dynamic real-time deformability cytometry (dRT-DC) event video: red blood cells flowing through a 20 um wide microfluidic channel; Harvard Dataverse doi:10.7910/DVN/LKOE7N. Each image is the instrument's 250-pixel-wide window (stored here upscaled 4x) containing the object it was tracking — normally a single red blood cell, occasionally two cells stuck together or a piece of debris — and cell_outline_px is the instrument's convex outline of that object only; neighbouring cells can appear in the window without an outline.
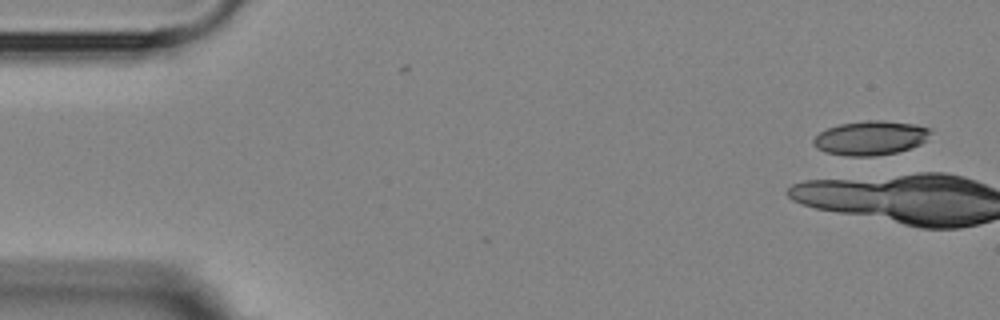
{"species": "Egyptian fruit bat (a non-hibernating species)", "species_latin": "Rousettus aegyptiacus", "temperature_condition": "room temperature", "stored_images_in_passage": 2, "camera_frame_rate_fps": 3000, "um_per_image_px": 0.085, "animal": {"sex": "female"}, "frame": {"image": 1, "passage_image": 1, "time_ms": 0.0, "image_size_px": [1000, 320], "cell_outline_px": [[932, 132], [928, 140], [912, 148], [896, 152], [876, 156], [844, 156], [824, 152], [816, 148], [812, 144], [812, 140], [820, 132], [828, 128], [840, 124], [864, 120], [884, 120], [916, 124], [932, 128]], "centroid_in_image_um": [74.03, 11.72], "position_along_channel_um": 11.0, "area_um2": 23.81}}